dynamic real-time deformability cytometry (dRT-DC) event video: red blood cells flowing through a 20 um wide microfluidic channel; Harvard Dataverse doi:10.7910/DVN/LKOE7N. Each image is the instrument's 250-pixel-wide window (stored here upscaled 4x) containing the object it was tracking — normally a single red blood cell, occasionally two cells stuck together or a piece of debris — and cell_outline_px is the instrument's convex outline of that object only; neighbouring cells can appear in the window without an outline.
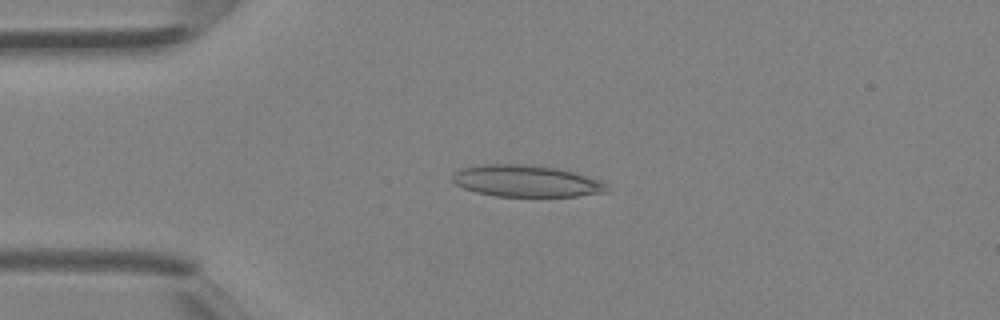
{"species": "Egyptian fruit bat (a non-hibernating species)", "species_latin": "Rousettus aegyptiacus", "temperature_condition": "room temperature", "stored_images_in_passage": 38, "camera_frame_rate_fps": 3000, "um_per_image_px": 0.085, "animal": {"sex": "female"}, "frame": {"image": 1, "passage_image": 8, "time_ms": 2.333, "image_size_px": [1000, 320], "cell_outline_px": [[612, 188], [608, 192], [576, 196], [496, 196], [476, 192], [464, 188], [456, 184], [452, 180], [452, 172], [460, 168], [480, 164], [520, 164], [556, 168], [572, 172], [600, 180], [608, 184]], "centroid_in_image_um": [44.72, 15.39], "position_along_channel_um": 40.3, "area_um2": 28.61}}
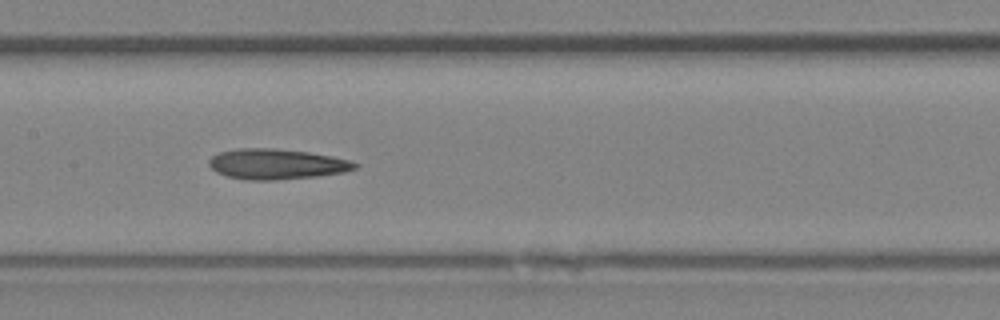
{"frame": {"image": 2, "passage_image": 18, "time_ms": 5.667, "image_size_px": [1000, 320], "cell_outline_px": [[360, 164], [356, 168], [344, 172], [316, 176], [276, 180], [244, 180], [228, 176], [216, 172], [208, 164], [208, 160], [212, 156], [220, 152], [236, 148], [272, 148], [308, 152], [332, 156], [348, 160]], "centroid_in_image_um": [23.49, 13.94], "position_along_channel_um": 183.9, "area_um2": 25.84}}
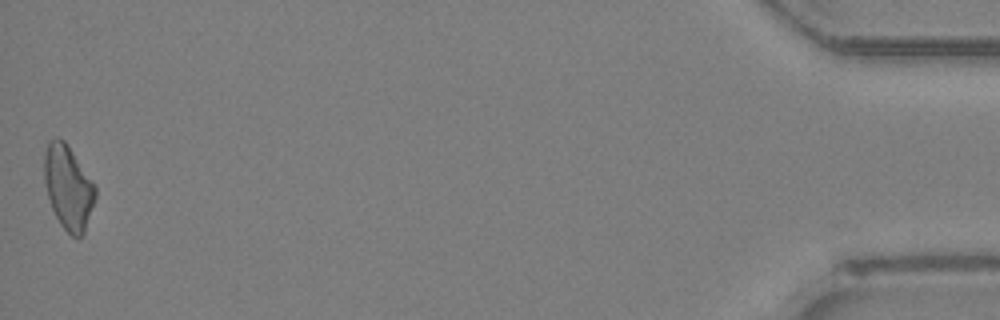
{"frame": {"image": 3, "passage_image": 38, "time_ms": 12.333, "image_size_px": [1000, 320], "cell_outline_px": [[96, 196], [84, 232], [80, 236], [72, 236], [60, 224], [52, 208], [48, 196], [44, 180], [44, 152], [48, 140], [56, 136], [64, 140], [96, 184]], "centroid_in_image_um": [5.79, 15.87], "position_along_channel_um": 429.4, "area_um2": 25.03}}